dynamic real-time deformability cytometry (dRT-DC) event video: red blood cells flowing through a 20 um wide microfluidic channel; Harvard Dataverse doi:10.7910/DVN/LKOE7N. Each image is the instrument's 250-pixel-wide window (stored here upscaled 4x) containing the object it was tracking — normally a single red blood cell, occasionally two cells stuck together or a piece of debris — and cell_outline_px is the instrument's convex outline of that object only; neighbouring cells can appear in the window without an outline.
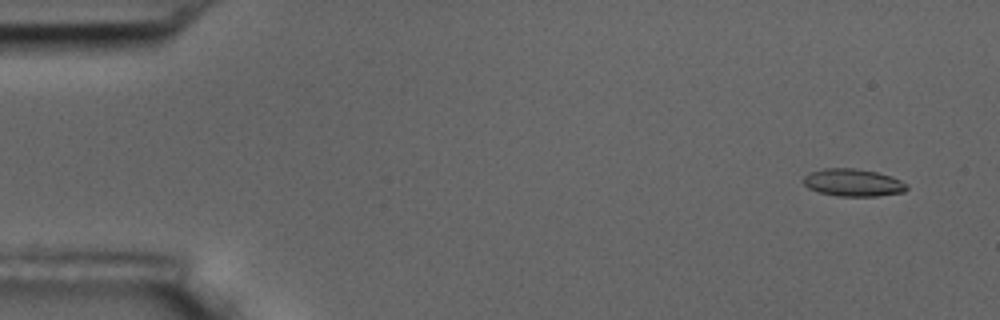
{"species": "common noctule bat (a hibernating species)", "species_latin": "Nyctalus noctula", "temperature_condition": "room temperature", "stored_images_in_passage": 10, "camera_frame_rate_fps": 3000, "um_per_image_px": 0.085, "animal": {"sex": "male", "body_mass_g": 17.5, "forearm_length_mm": 52.3}, "frame": {"image": 1, "passage_image": 1, "time_ms": 0.0, "image_size_px": [1000, 320], "cell_outline_px": [[908, 188], [904, 192], [876, 196], [836, 196], [816, 192], [808, 188], [800, 180], [804, 176], [812, 172], [824, 168], [856, 168], [876, 172], [892, 176], [908, 184]], "centroid_in_image_um": [72.49, 15.52], "position_along_channel_um": 12.5, "area_um2": 16.76}}
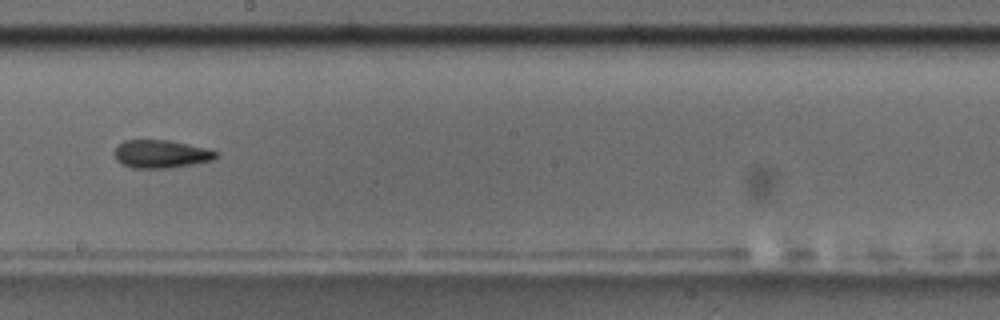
{"frame": {"image": 2, "passage_image": 9, "time_ms": 9.667, "image_size_px": [1000, 320], "cell_outline_px": [[220, 152], [212, 160], [192, 164], [168, 168], [132, 168], [116, 160], [116, 148], [124, 140], [168, 140], [204, 148]], "centroid_in_image_um": [13.69, 13.09], "position_along_channel_um": 234.5, "area_um2": 16.24}}
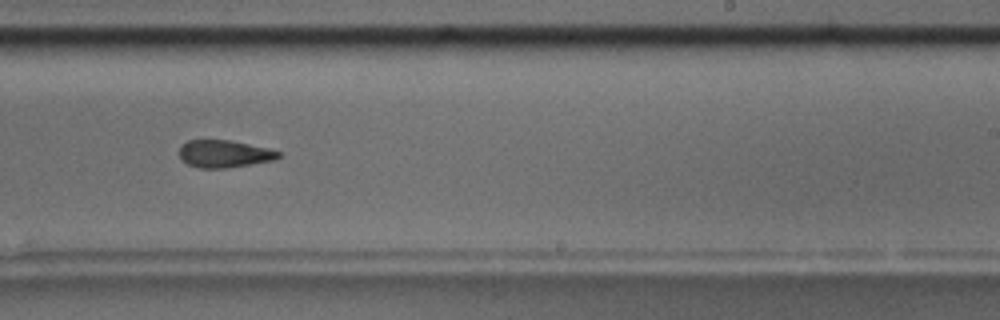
{"frame": {"image": 3, "passage_image": 10, "time_ms": 10.667, "image_size_px": [1000, 320], "cell_outline_px": [[280, 156], [272, 160], [228, 168], [200, 168], [188, 164], [180, 160], [180, 144], [188, 140], [228, 140], [268, 148], [280, 152]], "centroid_in_image_um": [19.01, 13.07], "position_along_channel_um": 270.0, "area_um2": 15.72}}